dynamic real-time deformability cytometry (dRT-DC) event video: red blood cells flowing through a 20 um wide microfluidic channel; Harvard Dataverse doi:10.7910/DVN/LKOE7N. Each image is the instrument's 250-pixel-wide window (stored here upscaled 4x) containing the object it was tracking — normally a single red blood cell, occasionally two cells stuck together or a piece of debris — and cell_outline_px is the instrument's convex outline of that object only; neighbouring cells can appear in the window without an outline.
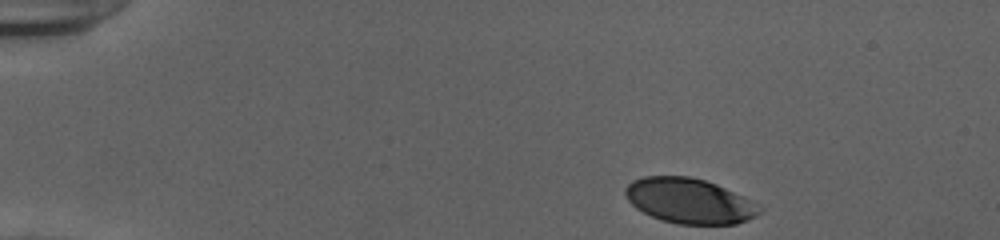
{"species": "human", "species_latin": "Homo sapiens", "temperature_condition": "cold", "stored_images_in_passage": 38, "camera_frame_rate_fps": 3000, "um_per_image_px": 0.085, "donor": {"sex": "female"}, "frame": {"image": 1, "passage_image": 1, "time_ms": 0.0, "image_size_px": [1000, 240], "cell_outline_px": [[764, 208], [756, 216], [748, 220], [736, 224], [680, 224], [660, 220], [636, 208], [628, 200], [624, 192], [624, 188], [632, 180], [644, 176], [688, 176], [704, 180], [716, 184], [744, 196], [752, 200]], "centroid_in_image_um": [58.61, 17.07], "position_along_channel_um": 26.4, "area_um2": 35.43}}
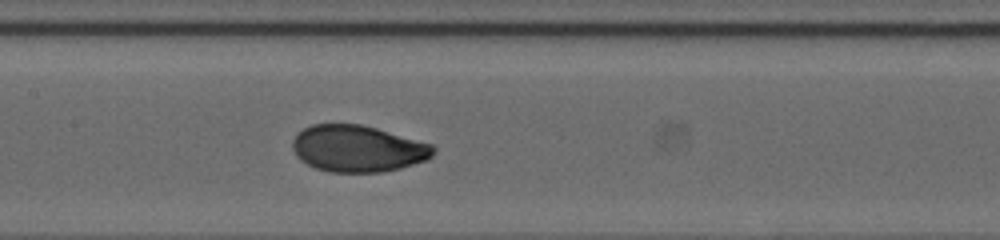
{"frame": {"image": 2, "passage_image": 20, "time_ms": 6.333, "image_size_px": [1000, 240], "cell_outline_px": [[436, 152], [428, 160], [400, 168], [384, 172], [328, 172], [316, 168], [300, 160], [296, 156], [292, 148], [292, 140], [304, 128], [312, 124], [360, 124], [376, 128], [432, 144], [436, 148]], "centroid_in_image_um": [30.42, 12.64], "position_along_channel_um": 177.0, "area_um2": 38.38}}
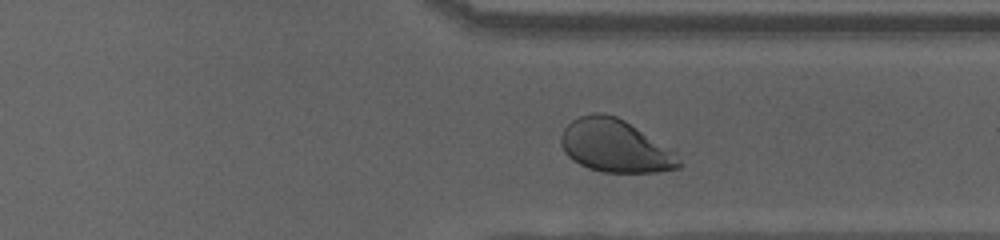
{"frame": {"image": 3, "passage_image": 34, "time_ms": 11.0, "image_size_px": [1000, 240], "cell_outline_px": [[684, 164], [680, 168], [656, 172], [604, 172], [588, 168], [572, 160], [564, 152], [560, 140], [560, 136], [564, 128], [572, 120], [580, 116], [596, 112], [600, 112], [616, 116], [624, 120], [676, 148]], "centroid_in_image_um": [52.39, 12.41], "position_along_channel_um": 359.0, "area_um2": 37.17}, "authors_computed_cell_mechanics": {"area_um2": 37.6856, "velocity_mm_per_s": 3.8995, "shape_relaxation_time_tau1_ms": 3.4788, "shape_relaxation_time_tau2_ms": null, "deformation_change_tau1": 0.156, "deformation_change_tau2": null}}